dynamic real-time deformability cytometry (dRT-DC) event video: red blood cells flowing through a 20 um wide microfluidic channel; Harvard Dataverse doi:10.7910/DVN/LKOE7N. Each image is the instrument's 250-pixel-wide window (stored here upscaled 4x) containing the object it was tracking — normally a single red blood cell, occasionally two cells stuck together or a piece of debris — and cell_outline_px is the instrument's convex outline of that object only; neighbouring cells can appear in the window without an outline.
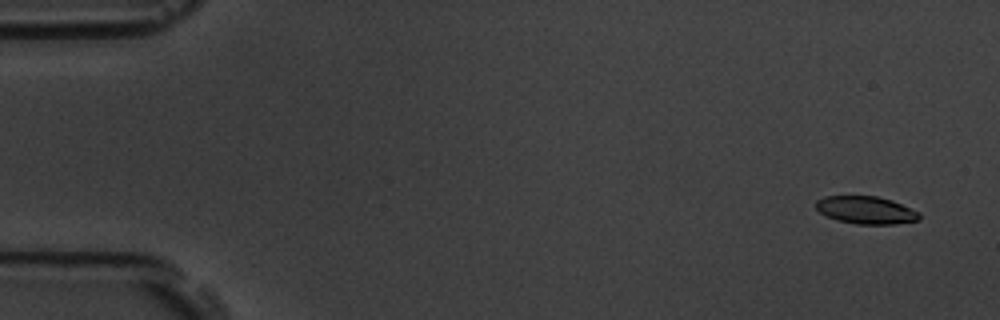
{"species": "common noctule bat (a hibernating species)", "species_latin": "Nyctalus noctula", "temperature_condition": "room temperature", "stored_images_in_passage": 6, "camera_frame_rate_fps": 3000, "um_per_image_px": 0.085, "animal": {"sex": "male", "body_mass_g": 19.5, "forearm_length_mm": 54.6}, "frame": {"image": 1, "passage_image": 1, "time_ms": 0.0, "image_size_px": [1000, 320], "cell_outline_px": [[920, 220], [892, 224], [856, 224], [836, 220], [820, 212], [816, 208], [816, 200], [824, 196], [876, 196], [892, 200], [920, 212]], "centroid_in_image_um": [73.61, 17.85], "position_along_channel_um": 11.4, "area_um2": 16.65}}
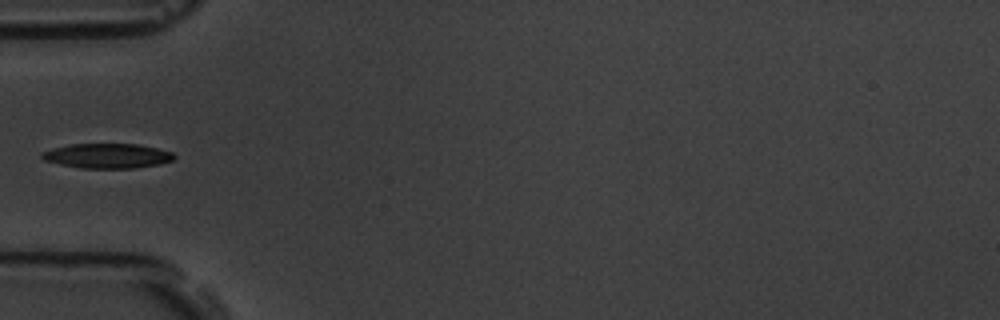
{"frame": {"image": 2, "passage_image": 5, "time_ms": 5.333, "image_size_px": [1000, 320], "cell_outline_px": [[176, 156], [172, 160], [160, 164], [132, 168], [80, 168], [60, 164], [44, 160], [40, 156], [40, 152], [52, 148], [72, 144], [136, 144], [156, 148], [172, 152]], "centroid_in_image_um": [9.09, 13.25], "position_along_channel_um": 75.9, "area_um2": 19.02}}
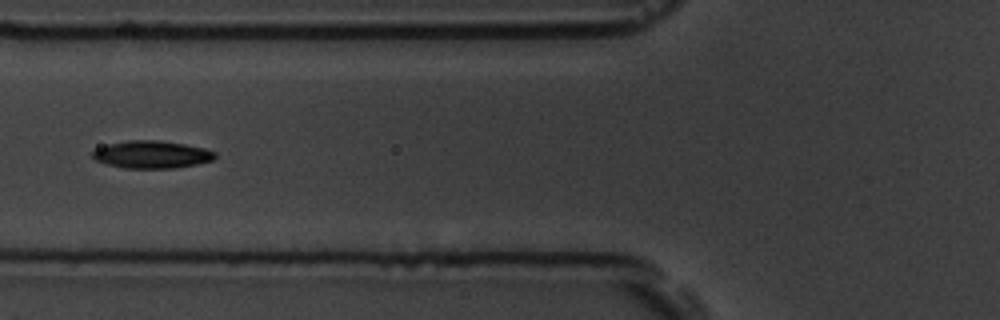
{"frame": {"image": 3, "passage_image": 6, "time_ms": 6.333, "image_size_px": [1000, 320], "cell_outline_px": [[216, 156], [212, 160], [196, 164], [176, 168], [124, 168], [108, 164], [96, 160], [92, 156], [92, 152], [96, 148], [108, 144], [128, 140], [160, 140], [184, 144], [204, 148], [216, 152]], "centroid_in_image_um": [12.9, 13.13], "position_along_channel_um": 112.9, "area_um2": 19.59}}